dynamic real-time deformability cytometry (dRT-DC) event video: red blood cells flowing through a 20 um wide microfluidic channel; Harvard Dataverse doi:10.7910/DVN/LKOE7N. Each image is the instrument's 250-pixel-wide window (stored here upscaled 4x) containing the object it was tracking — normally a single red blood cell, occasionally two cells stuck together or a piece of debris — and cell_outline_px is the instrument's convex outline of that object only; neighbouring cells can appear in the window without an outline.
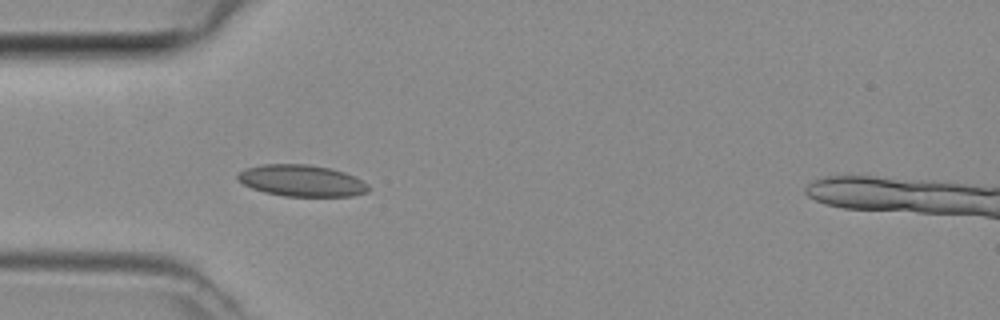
{"species": "common noctule bat (a hibernating species)", "species_latin": "Nyctalus noctula", "temperature_condition": "room temperature", "stored_images_in_passage": 5, "camera_frame_rate_fps": 3000, "um_per_image_px": 0.085, "animal": {"sex": "female", "body_mass_g": 29.2, "forearm_length_mm": 56.3}, "frame": {"image": 1, "passage_image": 4, "time_ms": 1.0, "image_size_px": [1000, 320], "cell_outline_px": [[368, 192], [352, 196], [284, 196], [264, 192], [252, 188], [236, 180], [236, 176], [244, 168], [264, 164], [308, 164], [328, 168], [344, 172], [368, 184]], "centroid_in_image_um": [25.59, 15.36], "position_along_channel_um": 59.4, "area_um2": 23.93}}